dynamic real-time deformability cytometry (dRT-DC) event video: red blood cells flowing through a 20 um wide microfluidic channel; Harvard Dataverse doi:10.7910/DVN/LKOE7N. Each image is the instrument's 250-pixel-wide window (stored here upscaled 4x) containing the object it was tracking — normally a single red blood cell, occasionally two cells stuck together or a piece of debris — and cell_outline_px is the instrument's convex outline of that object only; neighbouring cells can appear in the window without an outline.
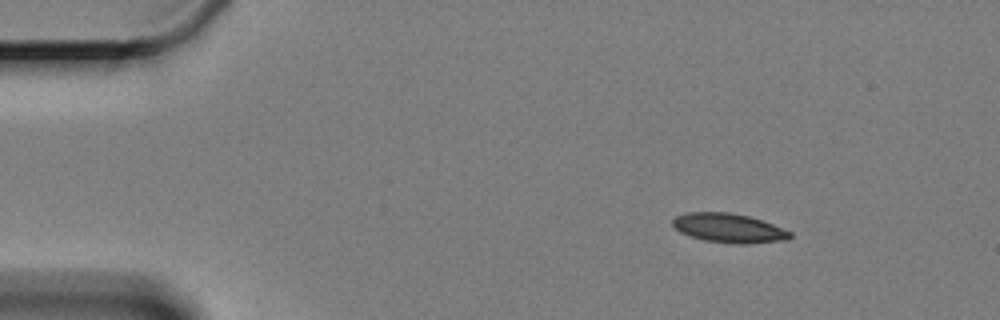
{"species": "Egyptian fruit bat (a non-hibernating species)", "species_latin": "Rousettus aegyptiacus", "temperature_condition": "cold", "stored_images_in_passage": 6, "camera_frame_rate_fps": 3000, "um_per_image_px": 0.085, "animal": {"sex": "female"}, "frame": {"image": 1, "passage_image": 1, "time_ms": 0.0, "image_size_px": [1000, 320], "cell_outline_px": [[792, 236], [788, 240], [744, 244], [736, 244], [704, 240], [680, 232], [672, 224], [672, 220], [676, 216], [684, 212], [728, 212], [748, 216], [772, 224], [792, 232]], "centroid_in_image_um": [61.95, 19.38], "position_along_channel_um": 23.1, "area_um2": 19.88}}
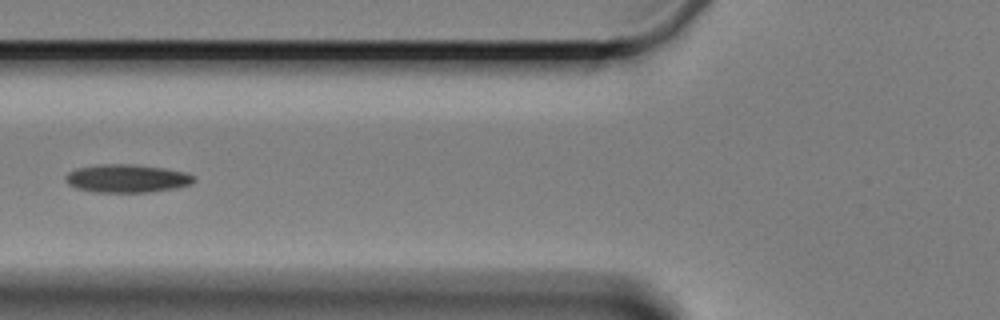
{"frame": {"image": 2, "passage_image": 5, "time_ms": 5.0, "image_size_px": [1000, 320], "cell_outline_px": [[196, 180], [192, 184], [176, 188], [152, 192], [92, 192], [76, 188], [68, 184], [64, 180], [64, 176], [68, 172], [76, 168], [100, 164], [132, 164], [164, 168], [184, 172], [196, 176]], "centroid_in_image_um": [10.78, 15.17], "position_along_channel_um": 115.0, "area_um2": 21.33}}
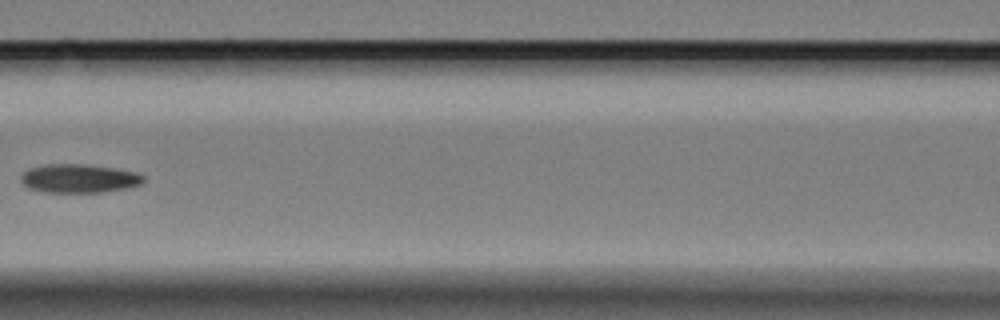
{"frame": {"image": 3, "passage_image": 6, "time_ms": 6.333, "image_size_px": [1000, 320], "cell_outline_px": [[144, 180], [140, 184], [128, 188], [104, 192], [44, 192], [28, 188], [20, 180], [20, 176], [28, 168], [44, 164], [84, 164], [112, 168], [136, 172], [144, 176]], "centroid_in_image_um": [6.69, 15.17], "position_along_channel_um": 159.9, "area_um2": 20.52}}